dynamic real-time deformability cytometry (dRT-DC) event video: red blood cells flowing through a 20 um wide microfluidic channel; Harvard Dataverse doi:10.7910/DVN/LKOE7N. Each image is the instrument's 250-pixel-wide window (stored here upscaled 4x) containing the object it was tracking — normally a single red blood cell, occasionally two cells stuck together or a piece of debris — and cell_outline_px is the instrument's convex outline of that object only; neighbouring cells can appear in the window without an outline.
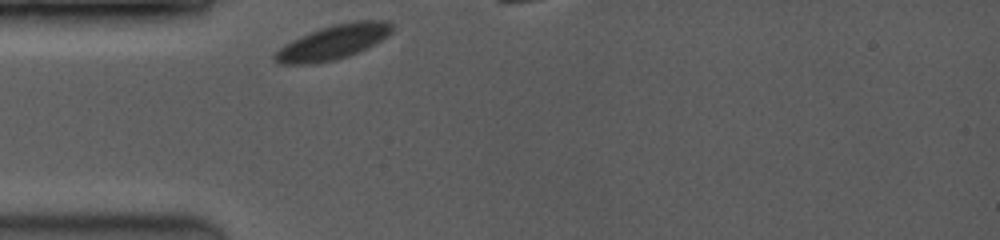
{"species": "common noctule bat (a hibernating species)", "species_latin": "Nyctalus noctula", "temperature_condition": "room temperature", "stored_images_in_passage": 33, "camera_frame_rate_fps": 3500, "um_per_image_px": 0.085, "animal": {"sex": "female", "body_mass_g": 19.0, "forearm_length_mm": 53.3}, "frame": {"image": 1, "passage_image": 1, "time_ms": 0.0, "image_size_px": [1000, 240], "cell_outline_px": [[392, 32], [388, 36], [348, 56], [336, 60], [312, 64], [276, 64], [272, 60], [272, 56], [284, 44], [300, 36], [320, 28], [352, 20], [388, 20], [392, 24]], "centroid_in_image_um": [28.28, 3.59], "position_along_channel_um": 56.7, "area_um2": 23.52}}
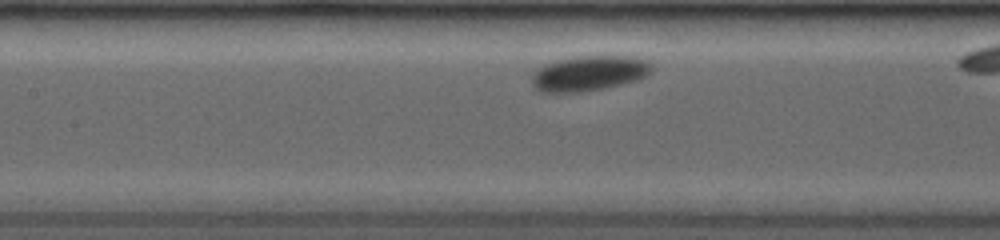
{"frame": {"image": 2, "passage_image": 11, "time_ms": 2.857, "image_size_px": [1000, 240], "cell_outline_px": [[652, 68], [640, 80], [604, 88], [576, 92], [540, 92], [532, 84], [532, 76], [544, 64], [556, 60], [576, 56], [632, 56], [648, 60], [652, 64]], "centroid_in_image_um": [50.09, 6.22], "position_along_channel_um": 157.3, "area_um2": 24.51}}
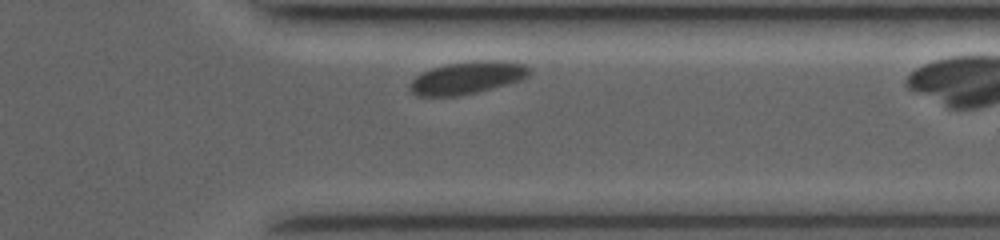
{"frame": {"image": 3, "passage_image": 31, "time_ms": 8.571, "image_size_px": [1000, 240], "cell_outline_px": [[532, 72], [528, 76], [520, 80], [508, 84], [476, 92], [456, 96], [416, 96], [408, 88], [408, 84], [416, 76], [432, 68], [444, 64], [472, 60], [516, 60], [532, 68]], "centroid_in_image_um": [39.77, 6.58], "position_along_channel_um": 371.6, "area_um2": 23.06}}